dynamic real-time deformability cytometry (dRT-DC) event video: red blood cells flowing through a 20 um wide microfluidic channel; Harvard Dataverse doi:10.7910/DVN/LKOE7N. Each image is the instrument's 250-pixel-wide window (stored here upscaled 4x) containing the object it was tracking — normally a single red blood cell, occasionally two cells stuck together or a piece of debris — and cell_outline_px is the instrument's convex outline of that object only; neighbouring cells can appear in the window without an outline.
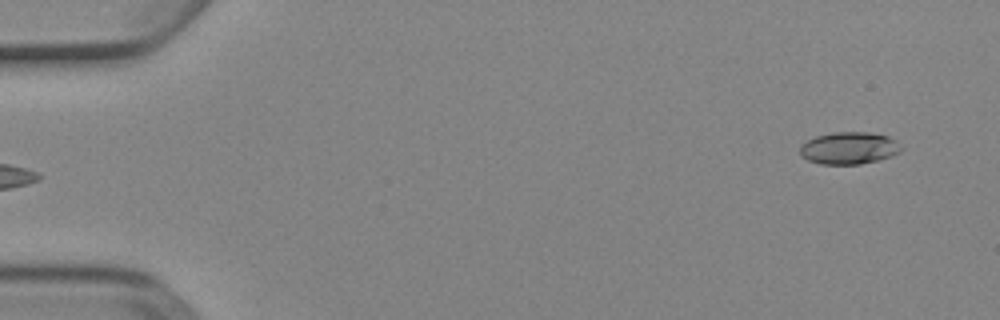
{"species": "Egyptian fruit bat (a non-hibernating species)", "species_latin": "Rousettus aegyptiacus", "temperature_condition": "cold", "stored_images_in_passage": 6, "camera_frame_rate_fps": 3000, "um_per_image_px": 0.085, "animal": {"sex": "female"}, "frame": {"image": 1, "passage_image": 6, "time_ms": 1.667, "image_size_px": [1000, 320], "cell_outline_px": [[904, 148], [900, 152], [892, 156], [860, 164], [820, 164], [808, 160], [800, 156], [800, 144], [816, 136], [832, 132], [868, 132], [888, 136], [896, 140]], "centroid_in_image_um": [72.17, 12.58], "position_along_channel_um": 12.8, "area_um2": 19.13}}